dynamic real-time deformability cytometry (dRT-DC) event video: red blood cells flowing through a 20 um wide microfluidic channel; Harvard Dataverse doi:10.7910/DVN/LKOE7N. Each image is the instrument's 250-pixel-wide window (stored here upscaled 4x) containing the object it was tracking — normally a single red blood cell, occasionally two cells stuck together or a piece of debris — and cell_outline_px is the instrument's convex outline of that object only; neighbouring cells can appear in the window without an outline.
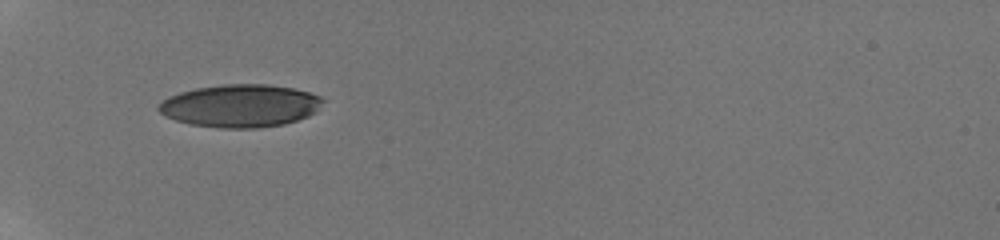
{"species": "human", "species_latin": "Homo sapiens", "temperature_condition": "room temperature", "stored_images_in_passage": 12, "camera_frame_rate_fps": 3000, "um_per_image_px": 0.085, "donor": {"sex": "male"}, "frame": {"image": 1, "passage_image": 1, "time_ms": 0.0, "image_size_px": [1000, 240], "cell_outline_px": [[324, 100], [316, 112], [308, 116], [284, 124], [260, 128], [220, 128], [192, 124], [176, 120], [164, 116], [156, 108], [164, 100], [180, 92], [196, 88], [224, 84], [268, 84], [292, 88], [308, 92], [320, 96]], "centroid_in_image_um": [20.44, 8.99], "position_along_channel_um": 64.6, "area_um2": 40.75}}
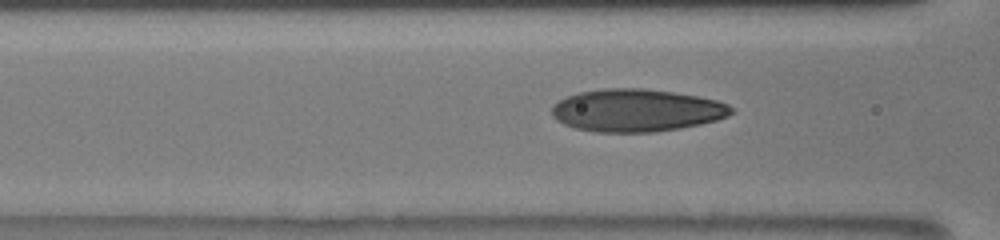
{"frame": {"image": 2, "passage_image": 7, "time_ms": 1.667, "image_size_px": [1000, 240], "cell_outline_px": [[732, 112], [728, 116], [716, 120], [700, 124], [680, 128], [652, 132], [596, 132], [576, 128], [564, 124], [556, 120], [552, 116], [552, 104], [568, 96], [580, 92], [604, 88], [644, 88], [672, 92], [696, 96], [716, 100], [728, 104], [732, 108]], "centroid_in_image_um": [54.08, 9.38], "position_along_channel_um": 112.5, "area_um2": 44.39}}
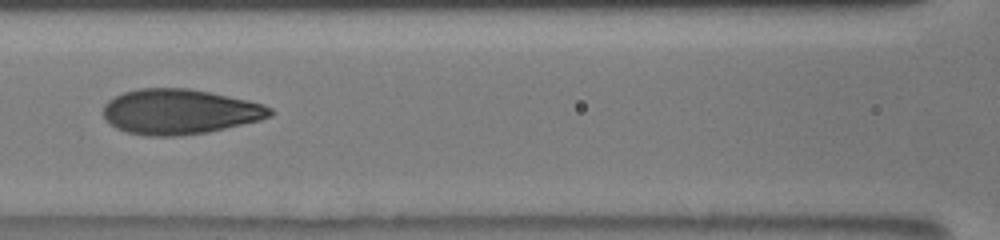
{"frame": {"image": 3, "passage_image": 9, "time_ms": 2.667, "image_size_px": [1000, 240], "cell_outline_px": [[276, 112], [272, 116], [260, 120], [208, 132], [180, 136], [144, 136], [128, 132], [116, 128], [104, 116], [104, 104], [108, 100], [124, 92], [140, 88], [188, 88], [248, 100], [264, 104], [272, 108]], "centroid_in_image_um": [15.3, 9.5], "position_along_channel_um": 151.3, "area_um2": 43.87}}